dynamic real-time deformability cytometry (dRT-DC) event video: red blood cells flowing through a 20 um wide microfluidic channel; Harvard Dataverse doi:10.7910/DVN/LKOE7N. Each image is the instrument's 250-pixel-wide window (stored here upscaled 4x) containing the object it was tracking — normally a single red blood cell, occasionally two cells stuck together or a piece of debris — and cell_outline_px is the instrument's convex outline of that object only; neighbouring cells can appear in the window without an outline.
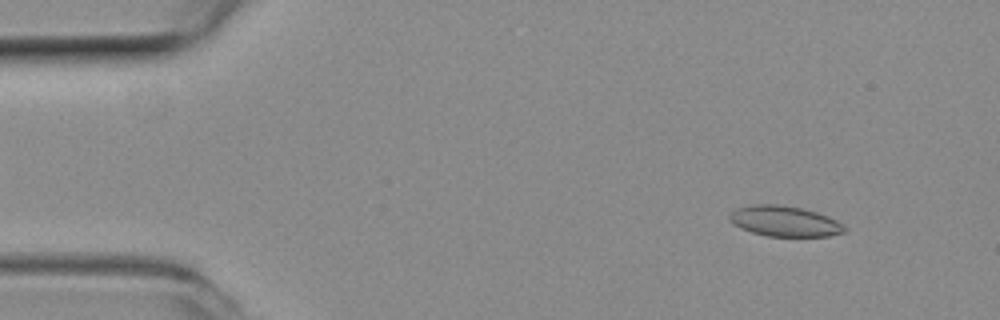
{"species": "common noctule bat (a hibernating species)", "species_latin": "Nyctalus noctula", "temperature_condition": "room temperature", "stored_images_in_passage": 51, "camera_frame_rate_fps": 3000, "um_per_image_px": 0.085, "animal": {"sex": "female", "body_mass_g": 19.3, "forearm_length_mm": 54.1}, "frame": {"image": 1, "passage_image": 5, "time_ms": 1.333, "image_size_px": [1000, 320], "cell_outline_px": [[848, 228], [844, 232], [828, 236], [768, 236], [752, 232], [740, 228], [732, 224], [728, 220], [728, 216], [736, 208], [752, 204], [776, 204], [804, 208], [828, 216], [836, 220]], "centroid_in_image_um": [66.67, 18.79], "position_along_channel_um": 18.3, "area_um2": 20.58}}
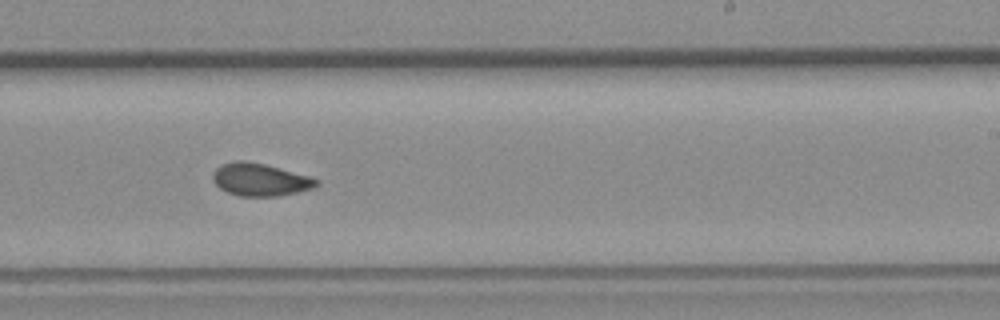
{"frame": {"image": 2, "passage_image": 31, "time_ms": 10.0, "image_size_px": [1000, 320], "cell_outline_px": [[320, 184], [316, 188], [276, 196], [240, 196], [228, 192], [220, 188], [212, 180], [212, 172], [220, 164], [236, 160], [244, 160], [264, 164], [308, 176], [320, 180]], "centroid_in_image_um": [22.1, 15.26], "position_along_channel_um": 266.9, "area_um2": 19.71}}
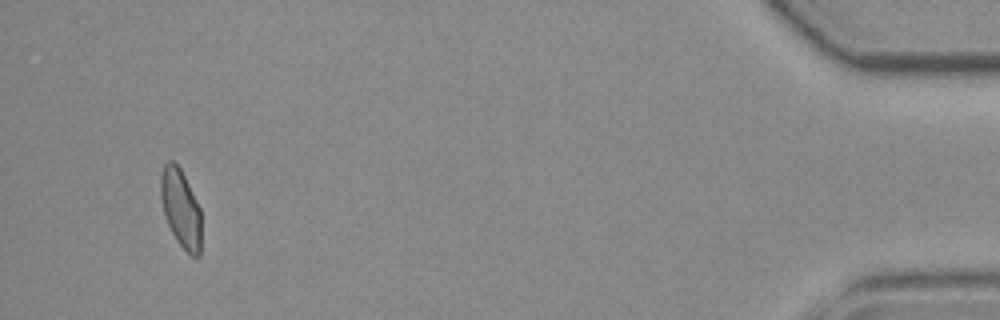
{"frame": {"image": 3, "passage_image": 49, "time_ms": 16.0, "image_size_px": [1000, 320], "cell_outline_px": [[200, 256], [192, 256], [176, 240], [168, 224], [160, 200], [160, 176], [164, 164], [168, 160], [172, 160], [180, 168], [200, 208]], "centroid_in_image_um": [15.34, 17.68], "position_along_channel_um": 419.9, "area_um2": 18.26}, "authors_computed_cell_mechanics": {"area_um2": 19.652, "velocity_mm_per_s": 3.9296, "shape_relaxation_time_tau1_ms": 10.7507, "shape_relaxation_time_tau2_ms": 2.2786, "deformation_change_tau1": 0.1871, "deformation_change_tau2": 0.0574}}